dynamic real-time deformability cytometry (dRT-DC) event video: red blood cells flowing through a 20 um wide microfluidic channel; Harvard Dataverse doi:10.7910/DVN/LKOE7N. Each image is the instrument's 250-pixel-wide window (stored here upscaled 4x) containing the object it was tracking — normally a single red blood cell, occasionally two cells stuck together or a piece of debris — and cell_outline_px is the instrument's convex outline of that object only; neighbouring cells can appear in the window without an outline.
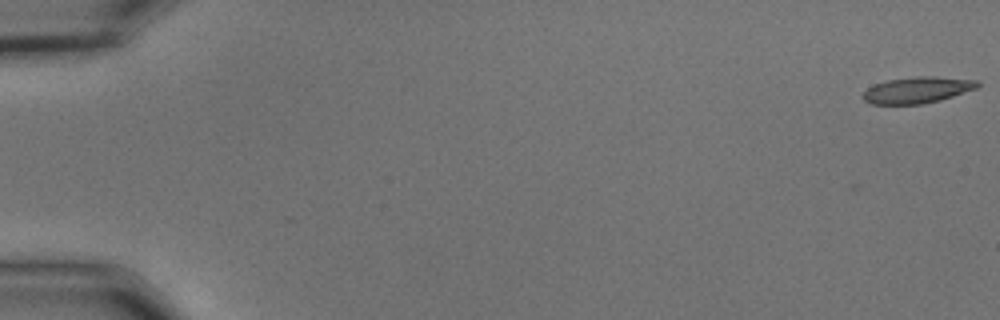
{"species": "common noctule bat (a hibernating species)", "species_latin": "Nyctalus noctula", "temperature_condition": "cold", "stored_images_in_passage": 5, "camera_frame_rate_fps": 3000, "um_per_image_px": 0.085, "animal": {"sex": "male", "body_mass_g": 15.6}, "frame": {"image": 1, "passage_image": 1, "time_ms": 0.0, "image_size_px": [1000, 320], "cell_outline_px": [[980, 84], [976, 88], [940, 100], [920, 104], [872, 104], [864, 100], [860, 96], [868, 88], [876, 84], [888, 80], [916, 76], [932, 76], [976, 80]], "centroid_in_image_um": [77.94, 7.65], "position_along_channel_um": 7.1, "area_um2": 17.34}}